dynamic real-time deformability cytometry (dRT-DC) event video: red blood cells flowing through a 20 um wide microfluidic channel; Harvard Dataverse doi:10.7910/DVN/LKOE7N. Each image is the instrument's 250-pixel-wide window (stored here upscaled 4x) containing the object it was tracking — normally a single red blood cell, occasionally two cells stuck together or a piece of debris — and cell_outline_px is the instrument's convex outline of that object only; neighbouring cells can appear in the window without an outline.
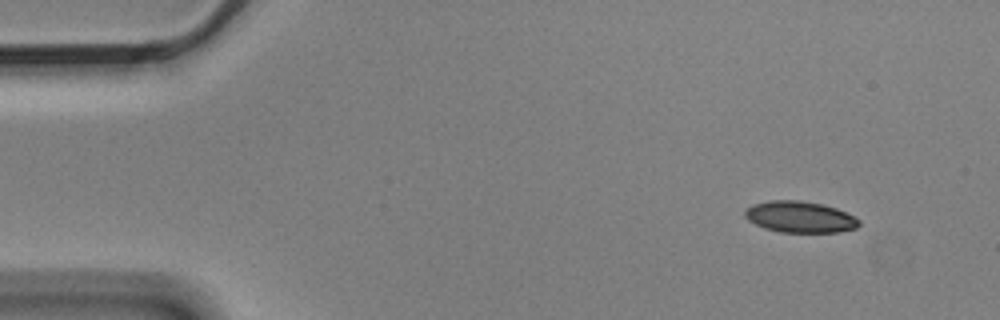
{"species": "Egyptian fruit bat (a non-hibernating species)", "species_latin": "Rousettus aegyptiacus", "temperature_condition": "cold", "stored_images_in_passage": 4, "camera_frame_rate_fps": 3000, "um_per_image_px": 0.085, "animal": {"sex": "male"}, "frame": {"image": 1, "passage_image": 1, "time_ms": 0.0, "image_size_px": [1000, 320], "cell_outline_px": [[860, 224], [856, 228], [840, 232], [780, 232], [764, 228], [748, 220], [744, 216], [744, 208], [752, 204], [768, 200], [800, 200], [824, 204], [836, 208], [860, 220]], "centroid_in_image_um": [67.95, 18.43], "position_along_channel_um": 17.0, "area_um2": 20.98}}
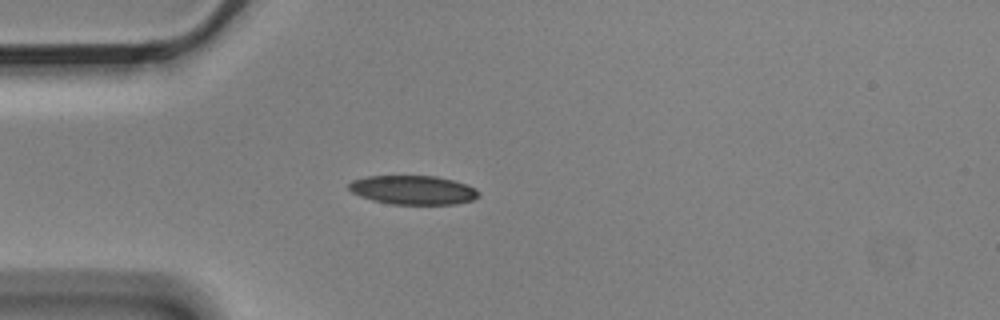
{"frame": {"image": 2, "passage_image": 4, "time_ms": 1.0, "image_size_px": [1000, 320], "cell_outline_px": [[480, 196], [472, 200], [456, 204], [392, 204], [372, 200], [360, 196], [352, 192], [348, 188], [348, 184], [352, 180], [368, 176], [436, 176], [468, 184], [476, 188], [480, 192]], "centroid_in_image_um": [35.14, 16.15], "position_along_channel_um": 49.9, "area_um2": 22.02}}